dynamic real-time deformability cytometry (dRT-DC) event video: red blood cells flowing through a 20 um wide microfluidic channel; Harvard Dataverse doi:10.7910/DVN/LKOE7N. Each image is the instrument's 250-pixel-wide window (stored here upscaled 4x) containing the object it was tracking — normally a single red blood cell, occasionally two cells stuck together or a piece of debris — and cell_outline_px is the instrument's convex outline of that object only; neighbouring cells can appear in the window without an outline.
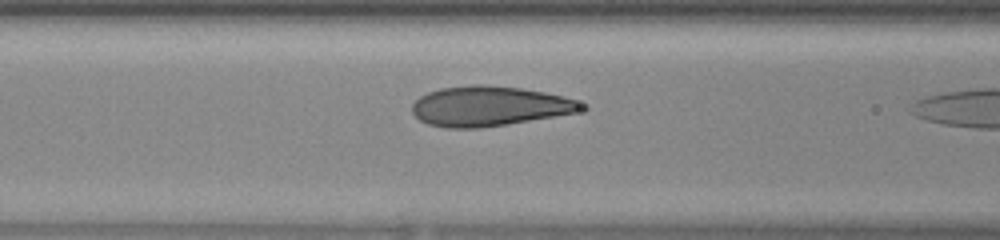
{"species": "human", "species_latin": "Homo sapiens", "temperature_condition": "warm", "stored_images_in_passage": 14, "camera_frame_rate_fps": 3000, "um_per_image_px": 0.085, "donor": {"sex": "female"}, "frame": {"image": 1, "passage_image": 12, "time_ms": 3.667, "image_size_px": [1000, 240], "cell_outline_px": [[588, 108], [576, 112], [508, 124], [480, 128], [444, 128], [428, 124], [420, 120], [412, 112], [412, 104], [420, 96], [428, 92], [440, 88], [476, 84], [480, 84], [520, 88], [544, 92], [564, 96], [576, 100], [584, 104]], "centroid_in_image_um": [41.58, 9.02], "position_along_channel_um": 125.0, "area_um2": 39.3}}